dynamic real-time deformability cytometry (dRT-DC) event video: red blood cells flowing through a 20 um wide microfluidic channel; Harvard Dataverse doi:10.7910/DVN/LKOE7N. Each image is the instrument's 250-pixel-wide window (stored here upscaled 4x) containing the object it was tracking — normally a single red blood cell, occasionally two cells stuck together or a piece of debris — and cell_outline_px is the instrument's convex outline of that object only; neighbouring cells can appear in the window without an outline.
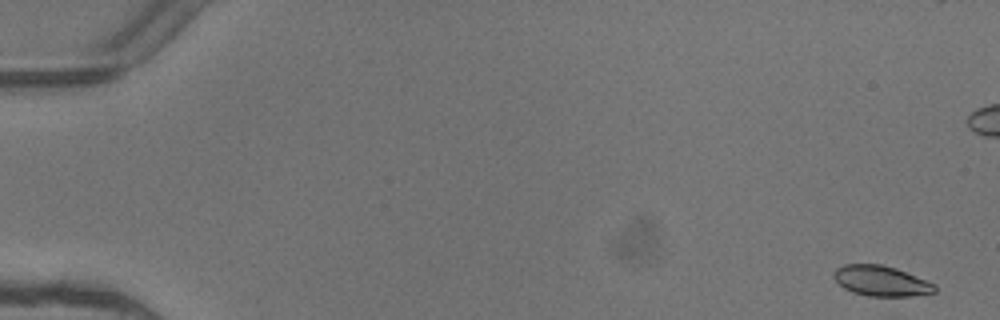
{"species": "common noctule bat (a hibernating species)", "species_latin": "Nyctalus noctula", "temperature_condition": "warm", "stored_images_in_passage": 4, "camera_frame_rate_fps": 3000, "um_per_image_px": 0.085, "animal": {"sex": "female"}, "frame": {"image": 1, "passage_image": 1, "time_ms": 0.0, "image_size_px": [1000, 320], "cell_outline_px": [[936, 292], [912, 296], [868, 296], [852, 292], [844, 288], [832, 276], [832, 272], [836, 268], [844, 264], [880, 264], [896, 268], [936, 284]], "centroid_in_image_um": [74.89, 23.87], "position_along_channel_um": 10.1, "area_um2": 17.92}}